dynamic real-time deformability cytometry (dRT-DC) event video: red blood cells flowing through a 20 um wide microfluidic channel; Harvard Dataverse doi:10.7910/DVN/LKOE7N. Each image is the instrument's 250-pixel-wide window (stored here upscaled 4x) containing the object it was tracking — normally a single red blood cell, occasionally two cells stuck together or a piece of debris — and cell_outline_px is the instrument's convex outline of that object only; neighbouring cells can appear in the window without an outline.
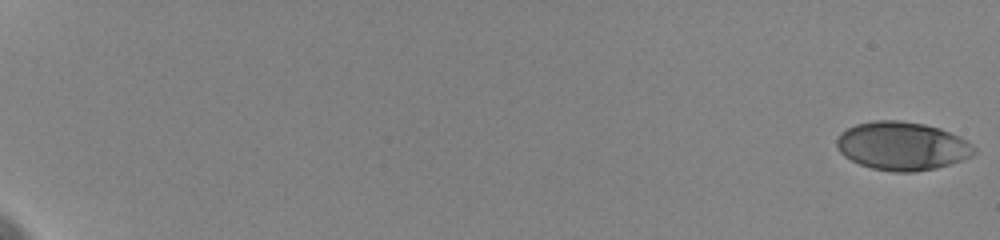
{"species": "human", "species_latin": "Homo sapiens", "temperature_condition": "cold", "stored_images_in_passage": 29, "camera_frame_rate_fps": 3000, "um_per_image_px": 0.085, "donor": {"sex": "female"}, "frame": {"image": 1, "passage_image": 1, "time_ms": 0.0, "image_size_px": [1000, 240], "cell_outline_px": [[976, 152], [972, 156], [936, 168], [916, 172], [892, 172], [872, 168], [860, 164], [844, 156], [840, 152], [836, 144], [836, 140], [840, 132], [856, 124], [876, 120], [896, 120], [924, 124], [940, 128], [960, 136], [968, 140], [976, 148]], "centroid_in_image_um": [76.69, 12.41], "position_along_channel_um": 8.3, "area_um2": 38.84}}
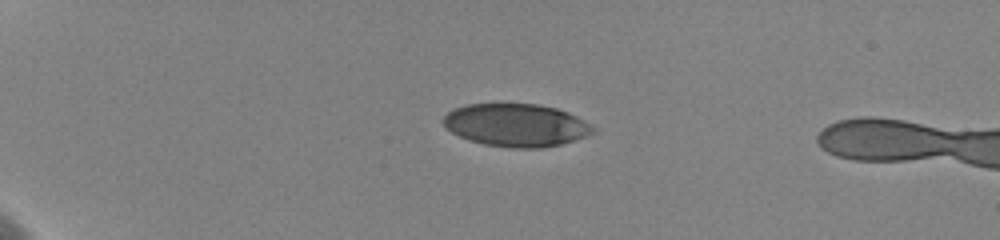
{"frame": {"image": 2, "passage_image": 19, "time_ms": 5.333, "image_size_px": [1000, 240], "cell_outline_px": [[596, 132], [560, 144], [540, 148], [512, 148], [484, 144], [468, 140], [444, 128], [440, 120], [452, 108], [464, 104], [540, 104], [556, 108], [568, 112], [576, 116], [596, 128]], "centroid_in_image_um": [43.81, 10.63], "position_along_channel_um": 41.2, "area_um2": 37.51}}